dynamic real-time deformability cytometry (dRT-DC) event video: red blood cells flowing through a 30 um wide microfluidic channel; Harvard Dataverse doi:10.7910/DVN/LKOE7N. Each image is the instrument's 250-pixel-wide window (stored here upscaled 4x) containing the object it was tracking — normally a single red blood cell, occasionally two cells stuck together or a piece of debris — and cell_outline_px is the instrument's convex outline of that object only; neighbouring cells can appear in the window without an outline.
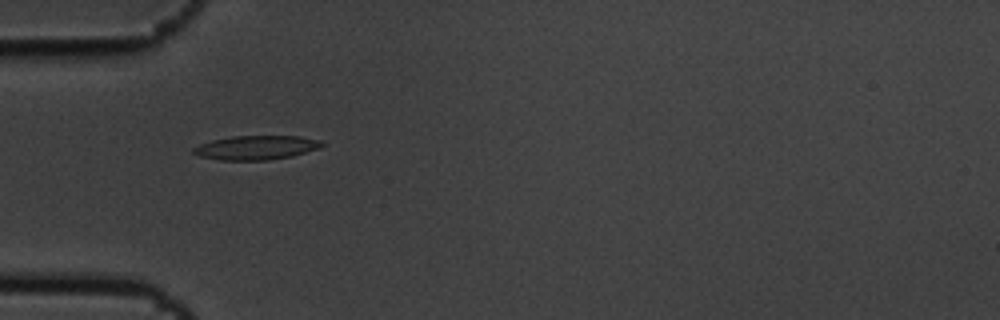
{"species": "common noctule bat (a hibernating species)", "species_latin": "Nyctalus noctula", "temperature_condition": "cold", "stored_images_in_passage": 4, "camera_frame_rate_fps": 3000, "um_per_image_px": 0.085, "animal": {"sex": "male", "body_mass_g": 19.5, "forearm_length_mm": 54.6}, "frame": {"image": 1, "passage_image": 3, "time_ms": 0.667, "image_size_px": [1000, 320], "cell_outline_px": [[324, 144], [320, 148], [292, 156], [268, 160], [220, 160], [200, 156], [192, 152], [192, 148], [200, 144], [212, 140], [232, 136], [300, 136], [320, 140]], "centroid_in_image_um": [21.78, 12.54], "position_along_channel_um": 63.2, "area_um2": 18.03}}
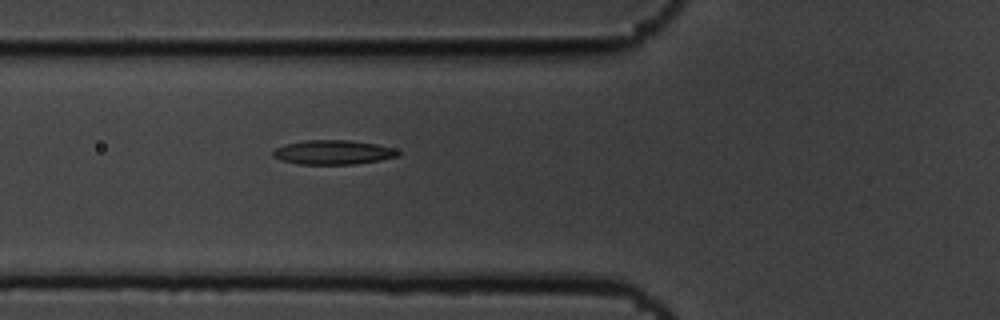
{"frame": {"image": 2, "passage_image": 4, "time_ms": 1.0, "image_size_px": [1000, 320], "cell_outline_px": [[400, 156], [380, 160], [356, 164], [300, 164], [280, 160], [272, 156], [272, 152], [276, 148], [288, 144], [304, 140], [348, 140], [376, 144], [392, 148], [400, 152]], "centroid_in_image_um": [28.32, 12.95], "position_along_channel_um": 97.5, "area_um2": 17.63}}